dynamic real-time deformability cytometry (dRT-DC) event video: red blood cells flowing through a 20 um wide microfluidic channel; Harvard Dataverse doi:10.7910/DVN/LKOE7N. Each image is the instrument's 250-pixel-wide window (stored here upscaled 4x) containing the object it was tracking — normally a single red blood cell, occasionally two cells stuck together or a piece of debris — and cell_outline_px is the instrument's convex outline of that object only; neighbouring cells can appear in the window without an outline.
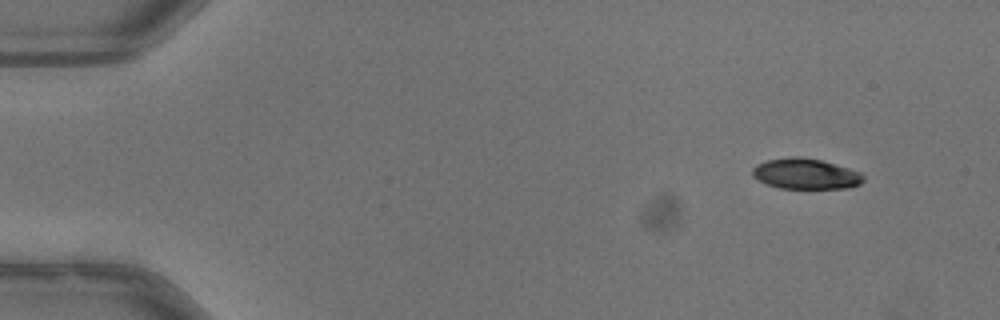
{"species": "common noctule bat (a hibernating species)", "species_latin": "Nyctalus noctula", "temperature_condition": "warm", "stored_images_in_passage": 48, "camera_frame_rate_fps": 3000, "um_per_image_px": 0.085, "animal": {"sex": "male", "body_mass_g": 13.3}, "frame": {"image": 1, "passage_image": 1, "time_ms": 0.0, "image_size_px": [1000, 320], "cell_outline_px": [[864, 180], [860, 184], [848, 188], [780, 188], [768, 184], [752, 176], [752, 168], [756, 164], [768, 160], [792, 156], [796, 156], [820, 160], [848, 168], [860, 172], [864, 176]], "centroid_in_image_um": [68.48, 14.77], "position_along_channel_um": 16.5, "area_um2": 19.59}}
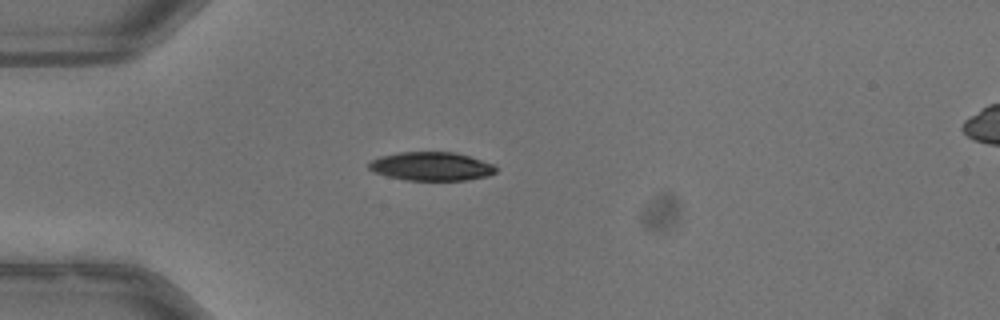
{"frame": {"image": 2, "passage_image": 11, "time_ms": 3.333, "image_size_px": [1000, 320], "cell_outline_px": [[496, 172], [488, 176], [468, 180], [404, 180], [388, 176], [376, 172], [368, 168], [368, 164], [372, 160], [380, 156], [400, 152], [452, 152], [468, 156], [492, 164], [496, 168]], "centroid_in_image_um": [36.66, 14.14], "position_along_channel_um": 48.3, "area_um2": 20.98}}
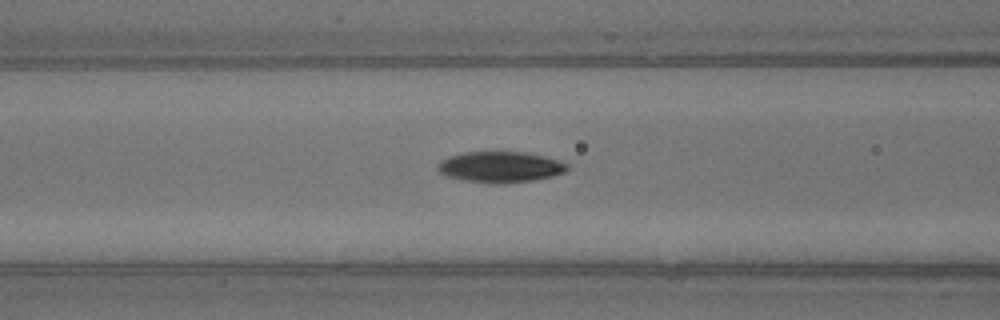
{"frame": {"image": 3, "passage_image": 18, "time_ms": 5.667, "image_size_px": [1000, 320], "cell_outline_px": [[568, 168], [564, 172], [552, 176], [532, 180], [500, 184], [460, 180], [448, 176], [440, 172], [436, 168], [436, 164], [440, 160], [448, 156], [464, 152], [524, 152], [544, 156], [560, 160], [568, 164]], "centroid_in_image_um": [42.49, 14.19], "position_along_channel_um": 124.1, "area_um2": 23.41}, "authors_computed_cell_mechanics": {"area_um2": 22.5709, "velocity_mm_per_s": 4.0051, "shape_relaxation_time_tau1_ms": 3.6612, "shape_relaxation_time_tau2_ms": 3.2448, "deformation_change_tau1": 0.1694, "deformation_change_tau2": 0.0909}}